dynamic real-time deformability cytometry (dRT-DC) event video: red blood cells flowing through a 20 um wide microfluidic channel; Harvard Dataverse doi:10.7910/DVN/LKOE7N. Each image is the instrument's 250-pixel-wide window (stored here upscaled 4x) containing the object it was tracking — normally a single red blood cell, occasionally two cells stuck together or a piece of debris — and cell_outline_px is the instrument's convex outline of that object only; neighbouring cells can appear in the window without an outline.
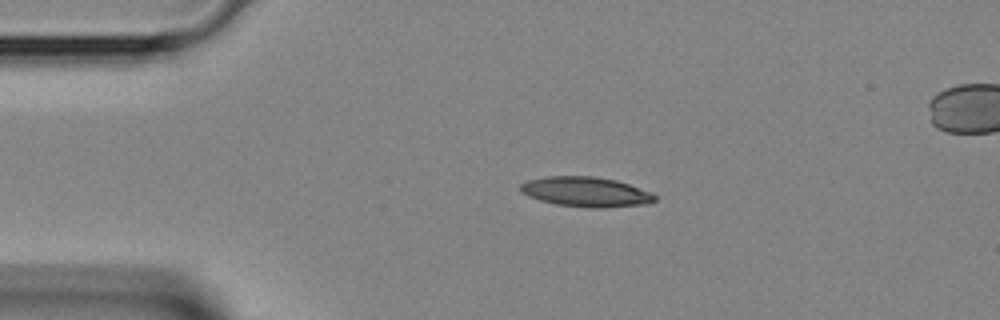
{"species": "Egyptian fruit bat (a non-hibernating species)", "species_latin": "Rousettus aegyptiacus", "temperature_condition": "room temperature", "stored_images_in_passage": 5, "segment_of_instrument_passage": [1, 2], "camera_frame_rate_fps": 3000, "um_per_image_px": 0.085, "animal": {"sex": "female"}, "frame": {"image": 1, "passage_image": 3, "time_ms": 0.667, "image_size_px": [1000, 320], "cell_outline_px": [[656, 200], [644, 204], [604, 208], [588, 208], [556, 204], [540, 200], [528, 196], [520, 192], [520, 184], [528, 180], [548, 176], [596, 176], [616, 180], [652, 192], [656, 196]], "centroid_in_image_um": [49.79, 16.31], "position_along_channel_um": 35.2, "area_um2": 23.47}}